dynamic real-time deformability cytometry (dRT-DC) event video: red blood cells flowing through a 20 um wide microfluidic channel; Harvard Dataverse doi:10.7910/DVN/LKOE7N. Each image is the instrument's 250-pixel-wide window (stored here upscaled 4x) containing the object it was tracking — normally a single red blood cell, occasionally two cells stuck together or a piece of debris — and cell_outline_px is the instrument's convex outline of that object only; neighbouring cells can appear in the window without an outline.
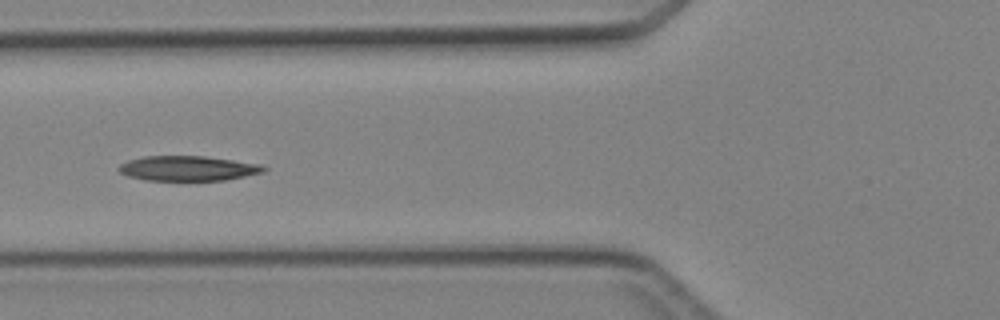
{"species": "Egyptian fruit bat (a non-hibernating species)", "species_latin": "Rousettus aegyptiacus", "temperature_condition": "cold", "stored_images_in_passage": 6, "camera_frame_rate_fps": 3000, "um_per_image_px": 0.085, "animal": {"sex": "female"}, "frame": {"image": 1, "passage_image": 6, "time_ms": 6.0, "image_size_px": [1000, 320], "cell_outline_px": [[268, 168], [264, 172], [224, 180], [144, 180], [128, 176], [120, 172], [116, 168], [120, 164], [128, 160], [144, 156], [204, 156], [260, 164]], "centroid_in_image_um": [15.94, 14.31], "position_along_channel_um": 109.9, "area_um2": 20.98}}